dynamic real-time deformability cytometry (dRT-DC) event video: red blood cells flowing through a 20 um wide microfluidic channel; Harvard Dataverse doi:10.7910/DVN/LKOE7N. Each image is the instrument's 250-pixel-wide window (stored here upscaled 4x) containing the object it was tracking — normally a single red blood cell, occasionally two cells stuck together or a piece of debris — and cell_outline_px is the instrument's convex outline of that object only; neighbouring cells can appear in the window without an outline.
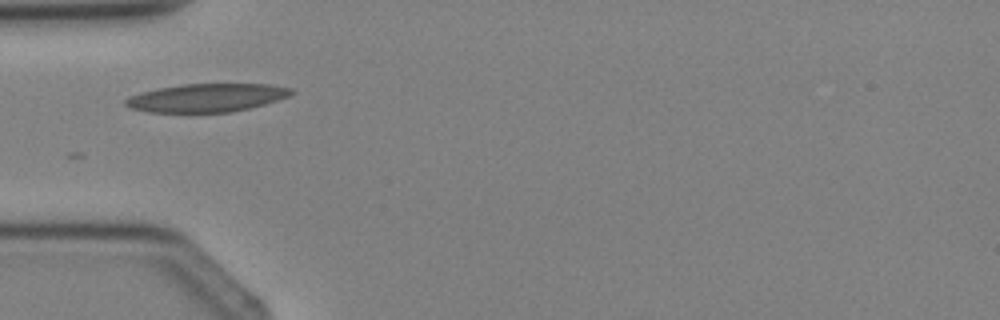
{"species": "Egyptian fruit bat (a non-hibernating species)", "species_latin": "Rousettus aegyptiacus", "temperature_condition": "cold", "stored_images_in_passage": 1, "camera_frame_rate_fps": 3000, "um_per_image_px": 0.085, "animal": {"sex": "female"}, "frame": {"image": 1, "passage_image": 1, "time_ms": 0.0, "image_size_px": [1000, 320], "cell_outline_px": [[296, 92], [288, 96], [264, 104], [232, 112], [148, 112], [128, 108], [124, 104], [124, 100], [140, 92], [180, 84], [272, 84], [292, 88]], "centroid_in_image_um": [17.57, 8.31], "position_along_channel_um": 67.4, "area_um2": 27.28}}